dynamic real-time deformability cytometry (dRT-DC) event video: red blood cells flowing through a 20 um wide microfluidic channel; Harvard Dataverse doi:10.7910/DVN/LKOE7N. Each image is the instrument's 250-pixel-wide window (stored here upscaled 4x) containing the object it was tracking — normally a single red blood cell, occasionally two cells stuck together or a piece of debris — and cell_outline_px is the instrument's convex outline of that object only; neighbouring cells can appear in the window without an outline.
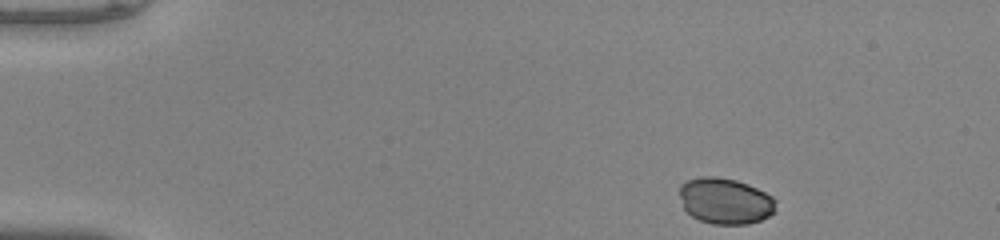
{"species": "common noctule bat (a hibernating species)", "species_latin": "Nyctalus noctula", "temperature_condition": "warm", "stored_images_in_passage": 45, "camera_frame_rate_fps": 3000, "um_per_image_px": 0.085, "animal": {"sex": "male", "body_mass_g": 20.0, "forearm_length_mm": 53.3}, "frame": {"image": 1, "passage_image": 1, "time_ms": 0.0, "image_size_px": [1000, 240], "cell_outline_px": [[776, 212], [760, 220], [748, 224], [712, 224], [700, 220], [692, 216], [684, 208], [680, 196], [680, 184], [688, 180], [700, 176], [716, 176], [736, 180], [748, 184], [772, 196], [776, 200]], "centroid_in_image_um": [61.66, 17.08], "position_along_channel_um": 23.3, "area_um2": 25.95}}
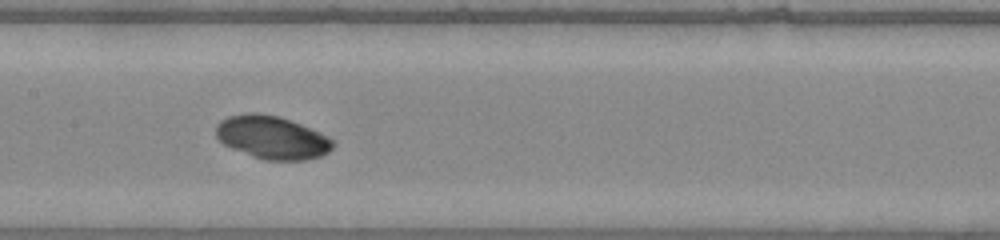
{"frame": {"image": 2, "passage_image": 20, "time_ms": 6.333, "image_size_px": [1000, 240], "cell_outline_px": [[332, 148], [324, 156], [304, 160], [264, 160], [252, 156], [232, 148], [224, 144], [216, 136], [216, 124], [220, 120], [228, 116], [248, 112], [256, 112], [276, 116], [300, 124], [320, 132], [332, 140]], "centroid_in_image_um": [23.1, 11.68], "position_along_channel_um": 184.3, "area_um2": 29.19}}
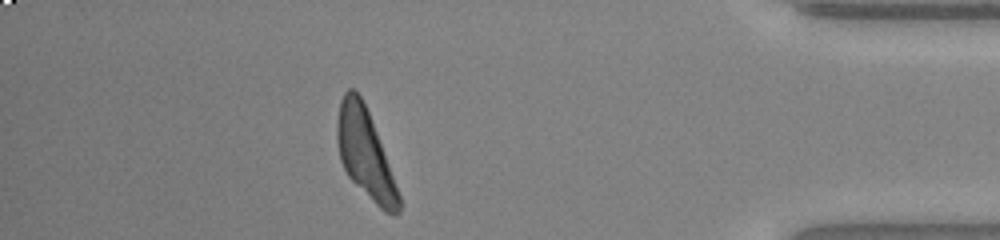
{"frame": {"image": 3, "passage_image": 39, "time_ms": 12.667, "image_size_px": [1000, 240], "cell_outline_px": [[400, 212], [396, 216], [392, 216], [384, 212], [348, 176], [340, 160], [336, 140], [336, 120], [340, 100], [344, 92], [348, 88], [352, 88], [360, 96], [368, 112], [376, 132], [400, 196]], "centroid_in_image_um": [31.0, 13.06], "position_along_channel_um": 404.2, "area_um2": 31.39}, "authors_computed_cell_mechanics": {"area_um2": 29.5358, "velocity_mm_per_s": 4.0898, "shape_relaxation_time_tau1_ms": 1.6593, "shape_relaxation_time_tau2_ms": null, "deformation_change_tau1": 0.0322, "deformation_change_tau2": null}}